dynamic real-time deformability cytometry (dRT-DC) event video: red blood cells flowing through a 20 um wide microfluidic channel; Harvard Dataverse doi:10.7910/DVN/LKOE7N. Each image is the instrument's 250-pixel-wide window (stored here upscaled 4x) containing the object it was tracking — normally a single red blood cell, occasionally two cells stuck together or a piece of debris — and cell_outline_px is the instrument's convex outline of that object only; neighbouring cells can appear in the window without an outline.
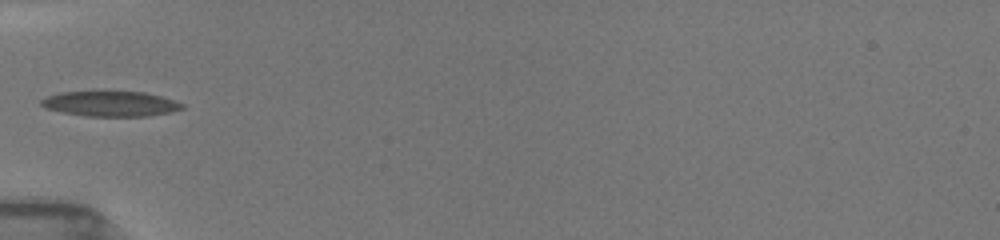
{"species": "common noctule bat (a hibernating species)", "species_latin": "Nyctalus noctula", "temperature_condition": "room temperature", "stored_images_in_passage": 21, "camera_frame_rate_fps": 3000, "um_per_image_px": 0.085, "animal": {"sex": "female", "body_mass_g": 19.5, "forearm_length_mm": 54.1}, "frame": {"image": 1, "passage_image": 1, "time_ms": 0.0, "image_size_px": [1000, 240], "cell_outline_px": [[184, 108], [172, 112], [148, 116], [88, 116], [64, 112], [44, 108], [40, 104], [40, 100], [48, 96], [60, 92], [96, 88], [100, 88], [144, 92], [160, 96], [184, 104]], "centroid_in_image_um": [9.35, 8.76], "position_along_channel_um": 75.7, "area_um2": 21.73}}
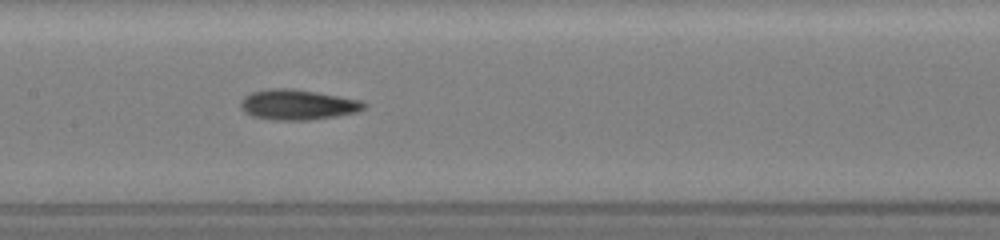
{"frame": {"image": 2, "passage_image": 9, "time_ms": 2.667, "image_size_px": [1000, 240], "cell_outline_px": [[368, 104], [364, 108], [356, 112], [336, 116], [308, 120], [276, 120], [252, 116], [244, 112], [240, 104], [244, 96], [252, 92], [268, 88], [292, 88], [316, 92], [360, 100]], "centroid_in_image_um": [25.28, 8.89], "position_along_channel_um": 182.1, "area_um2": 21.68}}
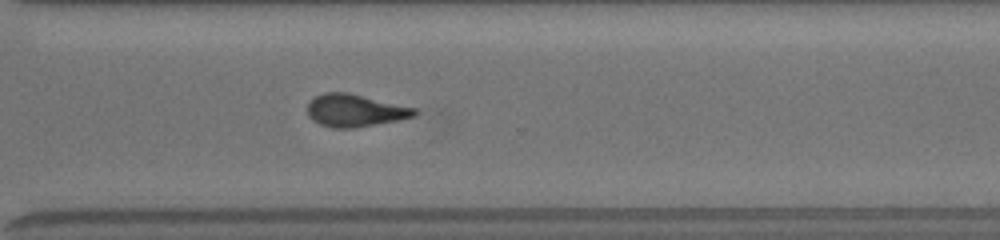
{"frame": {"image": 3, "passage_image": 21, "time_ms": 6.667, "image_size_px": [1000, 240], "cell_outline_px": [[416, 116], [400, 120], [352, 128], [332, 128], [320, 124], [312, 120], [308, 116], [308, 104], [316, 96], [324, 92], [348, 92], [416, 108]], "centroid_in_image_um": [30.18, 9.39], "position_along_channel_um": 340.4, "area_um2": 20.23}}